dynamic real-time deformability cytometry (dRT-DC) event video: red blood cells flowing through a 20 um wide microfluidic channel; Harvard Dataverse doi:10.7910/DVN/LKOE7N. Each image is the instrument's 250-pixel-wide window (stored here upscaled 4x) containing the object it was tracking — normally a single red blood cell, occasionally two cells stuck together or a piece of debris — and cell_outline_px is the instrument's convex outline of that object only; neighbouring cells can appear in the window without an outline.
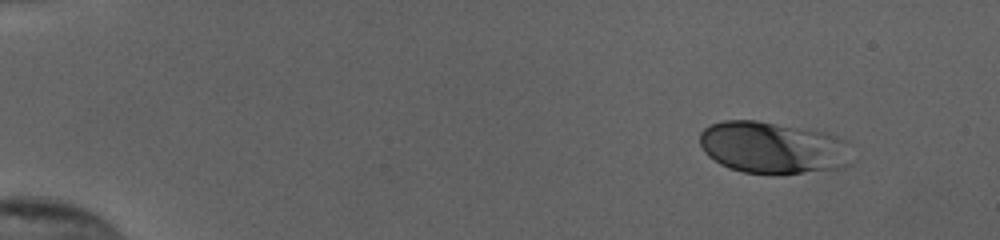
{"species": "human", "species_latin": "Homo sapiens", "temperature_condition": "cold", "stored_images_in_passage": 49, "camera_frame_rate_fps": 3000, "um_per_image_px": 0.085, "donor": {"sex": "female"}, "frame": {"image": 1, "passage_image": 1, "time_ms": 0.0, "image_size_px": [1000, 240], "cell_outline_px": [[856, 160], [852, 164], [844, 168], [772, 176], [744, 172], [728, 168], [720, 164], [708, 156], [704, 152], [700, 144], [700, 132], [704, 128], [712, 124], [724, 120], [756, 120], [824, 132], [836, 136], [844, 140]], "centroid_in_image_um": [65.73, 12.59], "position_along_channel_um": 19.3, "area_um2": 46.93}}
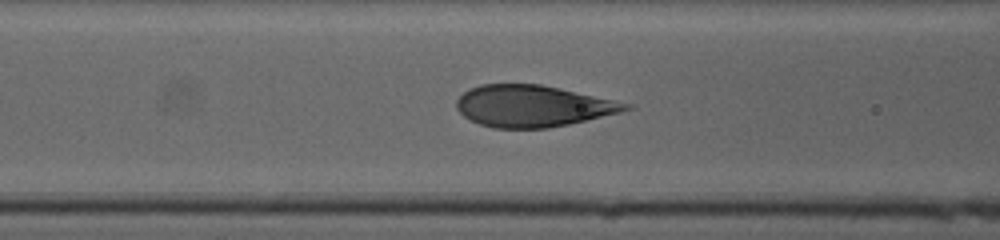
{"frame": {"image": 2, "passage_image": 19, "time_ms": 6.0, "image_size_px": [1000, 240], "cell_outline_px": [[632, 108], [620, 112], [568, 124], [548, 128], [492, 128], [480, 124], [464, 116], [456, 108], [456, 100], [468, 88], [480, 84], [540, 84], [632, 104]], "centroid_in_image_um": [45.23, 9.01], "position_along_channel_um": 121.4, "area_um2": 40.63}}
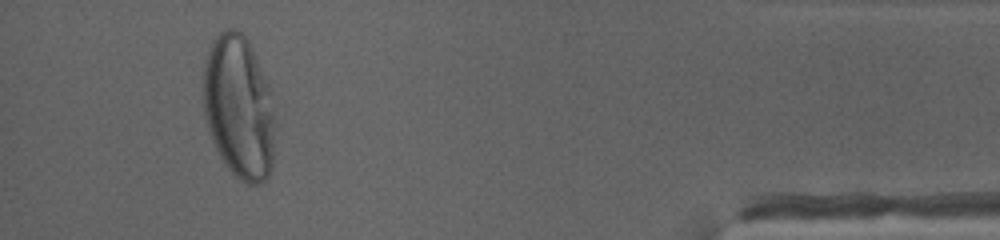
{"frame": {"image": 3, "passage_image": 46, "time_ms": 15.0, "image_size_px": [1000, 240], "cell_outline_px": [[276, 124], [272, 168], [268, 176], [260, 184], [248, 184], [240, 180], [224, 164], [212, 140], [204, 116], [204, 60], [212, 40], [224, 28], [236, 28], [248, 40], [252, 48], [268, 84], [276, 120]], "centroid_in_image_um": [20.32, 9.12], "position_along_channel_um": 414.9, "area_um2": 60.52}}